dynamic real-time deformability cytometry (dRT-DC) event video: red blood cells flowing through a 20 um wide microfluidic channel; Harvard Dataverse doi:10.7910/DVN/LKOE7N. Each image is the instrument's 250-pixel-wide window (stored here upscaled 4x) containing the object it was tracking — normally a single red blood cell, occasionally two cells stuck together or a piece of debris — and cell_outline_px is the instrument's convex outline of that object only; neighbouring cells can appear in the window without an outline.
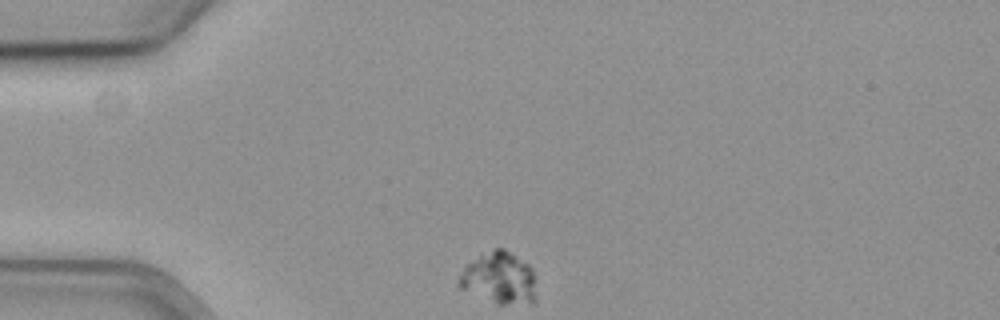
{"species": "common noctule bat (a hibernating species)", "species_latin": "Nyctalus noctula", "temperature_condition": "cold", "stored_images_in_passage": 46, "camera_frame_rate_fps": 3000, "um_per_image_px": 0.085, "animal": {"sex": "female", "body_mass_g": 19.3, "forearm_length_mm": 54.1}, "frame": {"image": 1, "passage_image": 1, "time_ms": 0.0, "image_size_px": [1000, 320], "cell_outline_px": [[536, 300], [504, 304], [496, 304], [460, 288], [456, 284], [456, 280], [464, 268], [468, 264], [480, 256], [496, 248], [504, 248], [528, 264], [532, 268], [536, 296]], "centroid_in_image_um": [42.41, 23.64], "position_along_channel_um": 42.6, "area_um2": 22.89}}
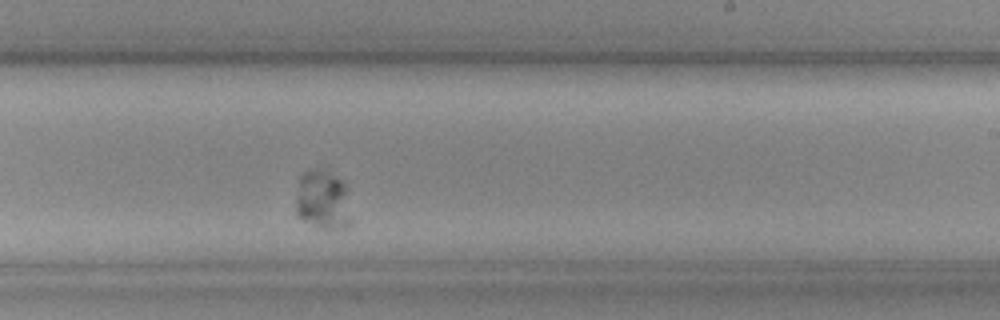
{"frame": {"image": 2, "passage_image": 23, "time_ms": 7.333, "image_size_px": [1000, 320], "cell_outline_px": [[352, 224], [344, 228], [316, 228], [296, 216], [296, 200], [300, 176], [304, 172], [316, 168], [348, 184], [352, 220]], "centroid_in_image_um": [27.48, 17.05], "position_along_channel_um": 261.5, "area_um2": 19.54}}
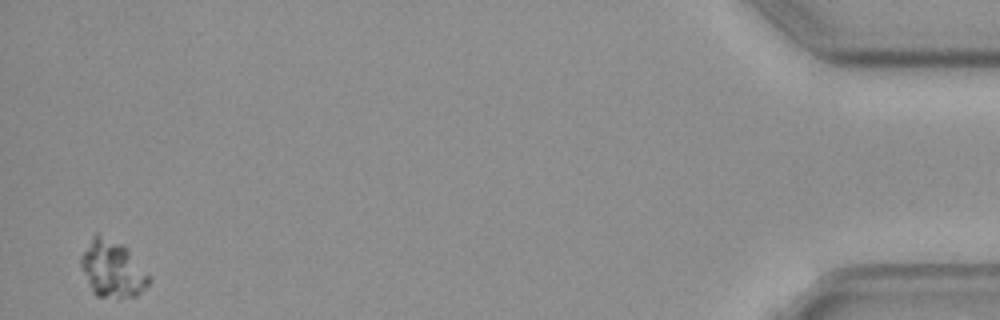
{"frame": {"image": 3, "passage_image": 45, "time_ms": 14.667, "image_size_px": [1000, 320], "cell_outline_px": [[152, 280], [136, 296], [120, 300], [96, 296], [92, 292], [80, 268], [80, 256], [92, 236], [96, 232], [124, 244], [128, 248]], "centroid_in_image_um": [9.53, 22.87], "position_along_channel_um": 425.7, "area_um2": 23.06}}